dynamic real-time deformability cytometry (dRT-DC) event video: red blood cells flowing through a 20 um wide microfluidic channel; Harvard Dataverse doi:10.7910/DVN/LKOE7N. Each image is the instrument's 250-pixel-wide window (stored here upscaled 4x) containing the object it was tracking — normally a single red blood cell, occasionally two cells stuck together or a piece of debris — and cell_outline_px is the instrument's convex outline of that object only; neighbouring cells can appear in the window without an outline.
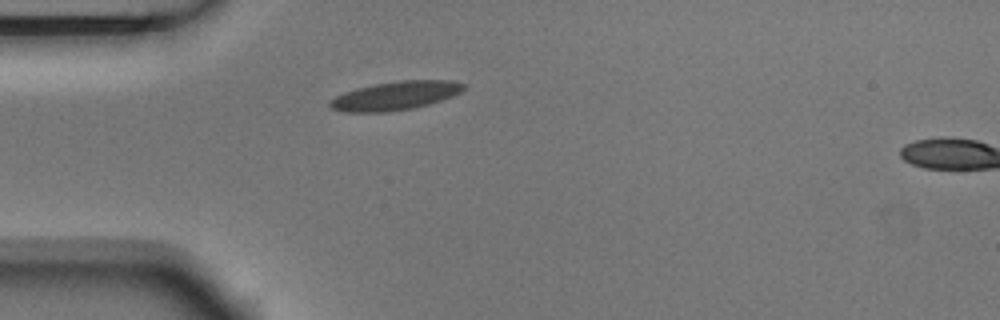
{"species": "Egyptian fruit bat (a non-hibernating species)", "species_latin": "Rousettus aegyptiacus", "temperature_condition": "room temperature", "stored_images_in_passage": 2, "segment_of_instrument_passage": [1, 2], "camera_frame_rate_fps": 3000, "um_per_image_px": 0.085, "animal": {"sex": "male"}, "frame": {"image": 1, "passage_image": 1, "time_ms": 0.0, "image_size_px": [1000, 320], "cell_outline_px": [[464, 88], [460, 92], [452, 96], [428, 104], [412, 108], [388, 112], [344, 112], [332, 108], [328, 104], [328, 100], [344, 92], [356, 88], [372, 84], [400, 80], [452, 80], [464, 84]], "centroid_in_image_um": [33.56, 8.13], "position_along_channel_um": 51.4, "area_um2": 22.31}}